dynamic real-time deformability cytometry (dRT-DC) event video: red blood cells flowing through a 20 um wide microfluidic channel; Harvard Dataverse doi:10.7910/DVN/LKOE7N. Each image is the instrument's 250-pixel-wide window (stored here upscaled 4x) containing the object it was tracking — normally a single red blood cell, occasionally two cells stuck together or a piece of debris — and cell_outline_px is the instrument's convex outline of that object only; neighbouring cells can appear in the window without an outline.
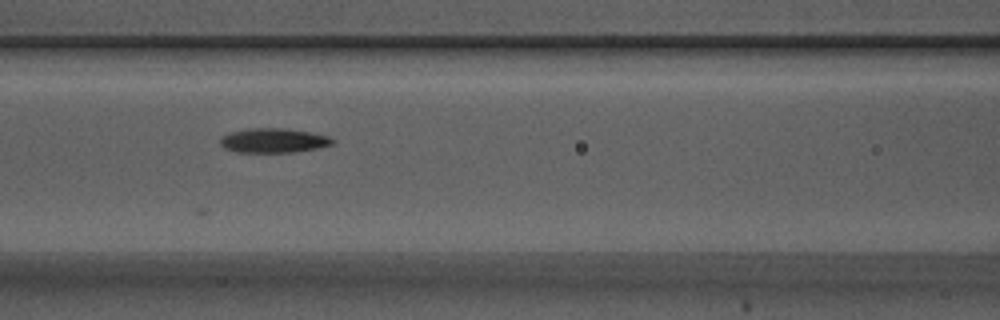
{"species": "Egyptian fruit bat (a non-hibernating species)", "species_latin": "Rousettus aegyptiacus", "temperature_condition": "warm", "stored_images_in_passage": 23, "camera_frame_rate_fps": 3000, "um_per_image_px": 0.085, "animal": {"sex": "male"}, "frame": {"image": 1, "passage_image": 11, "time_ms": 3.333, "image_size_px": [1000, 320], "cell_outline_px": [[336, 140], [332, 144], [316, 148], [292, 152], [236, 152], [224, 148], [220, 144], [220, 136], [232, 132], [248, 128], [284, 128], [308, 132], [328, 136]], "centroid_in_image_um": [23.21, 11.94], "position_along_channel_um": 143.4, "area_um2": 15.9}}
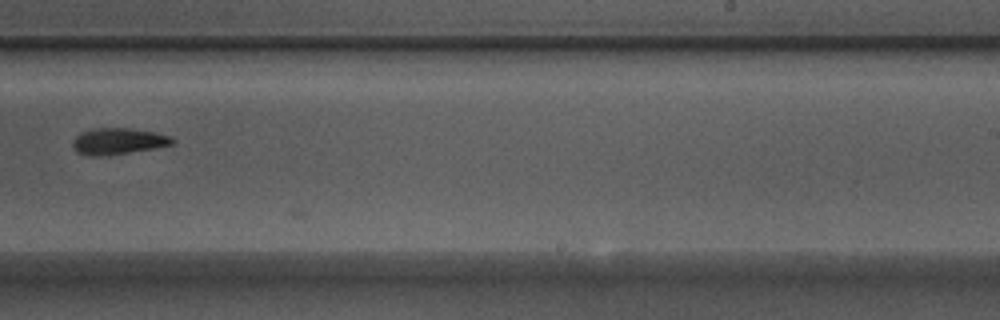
{"frame": {"image": 2, "passage_image": 22, "time_ms": 7.0, "image_size_px": [1000, 320], "cell_outline_px": [[176, 140], [172, 144], [152, 148], [108, 156], [88, 156], [76, 152], [72, 148], [72, 140], [80, 132], [92, 128], [128, 128], [156, 132], [168, 136]], "centroid_in_image_um": [9.96, 12.01], "position_along_channel_um": 279.0, "area_um2": 15.43}}